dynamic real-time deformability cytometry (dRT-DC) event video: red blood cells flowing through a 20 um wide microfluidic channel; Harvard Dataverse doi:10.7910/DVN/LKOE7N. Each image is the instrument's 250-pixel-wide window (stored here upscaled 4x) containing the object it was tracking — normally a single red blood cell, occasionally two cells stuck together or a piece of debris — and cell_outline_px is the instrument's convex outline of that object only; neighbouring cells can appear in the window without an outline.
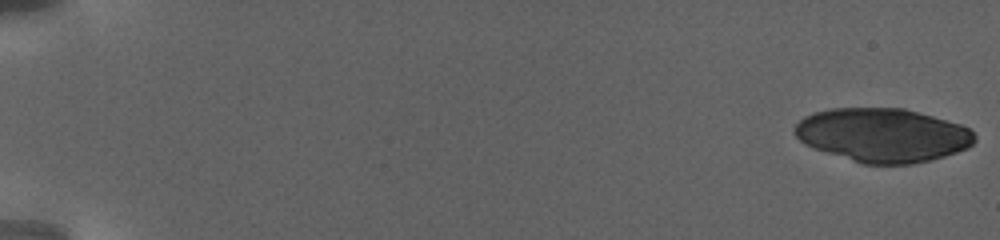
{"species": "human", "species_latin": "Homo sapiens", "temperature_condition": "warm", "stored_images_in_passage": 38, "camera_frame_rate_fps": 3000, "um_per_image_px": 0.085, "donor": {"sex": "female"}, "frame": {"image": 1, "passage_image": 1, "time_ms": 0.0, "image_size_px": [1000, 240], "cell_outline_px": [[976, 140], [968, 148], [944, 156], [912, 164], [864, 164], [804, 144], [792, 132], [792, 128], [804, 116], [816, 112], [832, 108], [904, 108], [960, 124], [968, 128], [976, 136]], "centroid_in_image_um": [75.02, 11.48], "position_along_channel_um": 10.0, "area_um2": 56.07}}
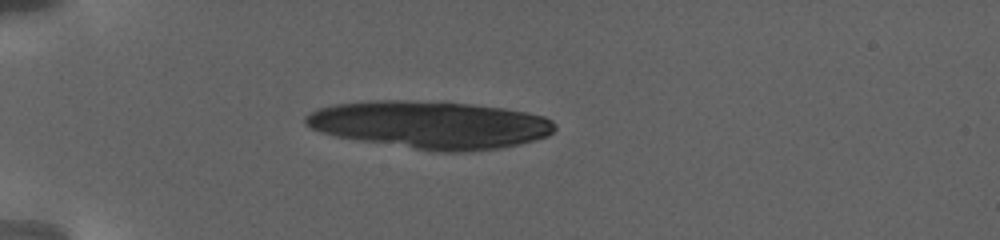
{"frame": {"image": 2, "passage_image": 34, "time_ms": 7.0, "image_size_px": [1000, 240], "cell_outline_px": [[556, 128], [548, 136], [520, 144], [500, 148], [460, 152], [444, 152], [416, 148], [336, 136], [312, 128], [304, 120], [304, 116], [320, 108], [336, 104], [368, 100], [404, 100], [472, 104], [504, 108], [528, 112], [544, 116], [552, 120], [556, 124]], "centroid_in_image_um": [36.64, 10.59], "position_along_channel_um": 48.4, "area_um2": 68.44}}